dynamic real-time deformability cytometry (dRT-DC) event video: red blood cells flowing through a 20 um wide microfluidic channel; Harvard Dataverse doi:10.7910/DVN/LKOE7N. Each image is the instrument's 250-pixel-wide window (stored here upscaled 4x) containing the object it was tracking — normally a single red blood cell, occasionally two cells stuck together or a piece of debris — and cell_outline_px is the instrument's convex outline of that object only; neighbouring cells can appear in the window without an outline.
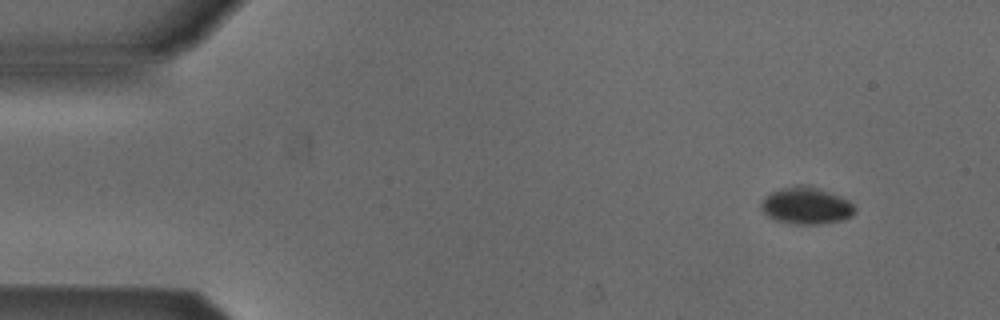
{"species": "Egyptian fruit bat (a non-hibernating species)", "species_latin": "Rousettus aegyptiacus", "temperature_condition": "cold", "stored_images_in_passage": 49, "camera_frame_rate_fps": 3000, "um_per_image_px": 0.085, "animal": {"sex": "male"}, "frame": {"image": 1, "passage_image": 1, "time_ms": 0.0, "image_size_px": [1000, 320], "cell_outline_px": [[856, 212], [852, 216], [844, 220], [820, 224], [796, 224], [776, 220], [768, 216], [760, 208], [760, 204], [764, 196], [780, 188], [800, 184], [816, 188], [840, 196], [848, 200], [856, 208]], "centroid_in_image_um": [68.53, 17.49], "position_along_channel_um": 16.5, "area_um2": 20.17}}
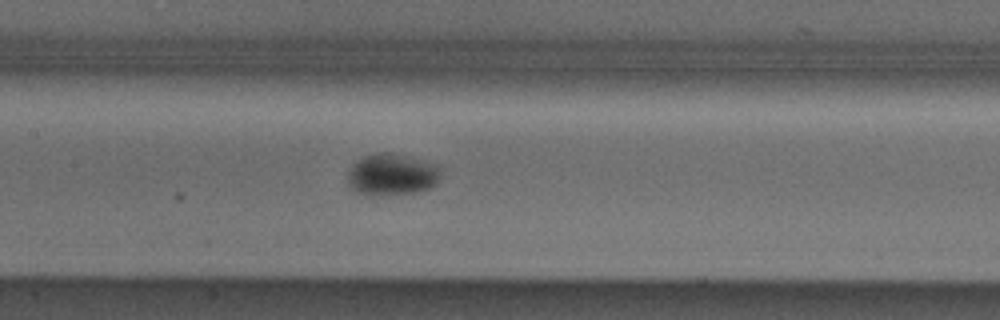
{"frame": {"image": 2, "passage_image": 21, "time_ms": 6.667, "image_size_px": [1000, 320], "cell_outline_px": [[440, 176], [436, 184], [432, 188], [416, 192], [388, 196], [364, 196], [356, 192], [348, 184], [348, 172], [352, 164], [356, 160], [364, 156], [380, 152], [392, 152], [424, 160], [436, 164], [440, 168]], "centroid_in_image_um": [33.3, 14.86], "position_along_channel_um": 174.1, "area_um2": 23.29}}
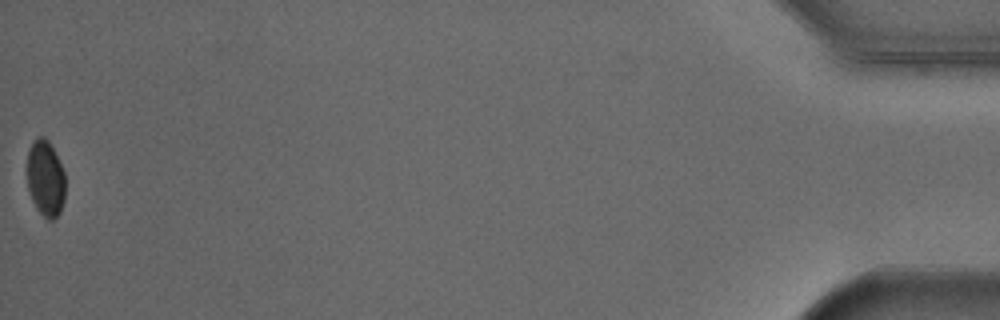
{"frame": {"image": 3, "passage_image": 49, "time_ms": 16.0, "image_size_px": [1000, 320], "cell_outline_px": [[64, 200], [60, 212], [52, 220], [48, 220], [36, 208], [32, 200], [28, 188], [24, 168], [28, 148], [32, 140], [36, 136], [44, 136], [48, 140], [64, 172]], "centroid_in_image_um": [3.8, 15.11], "position_along_channel_um": 431.4, "area_um2": 17.4}}